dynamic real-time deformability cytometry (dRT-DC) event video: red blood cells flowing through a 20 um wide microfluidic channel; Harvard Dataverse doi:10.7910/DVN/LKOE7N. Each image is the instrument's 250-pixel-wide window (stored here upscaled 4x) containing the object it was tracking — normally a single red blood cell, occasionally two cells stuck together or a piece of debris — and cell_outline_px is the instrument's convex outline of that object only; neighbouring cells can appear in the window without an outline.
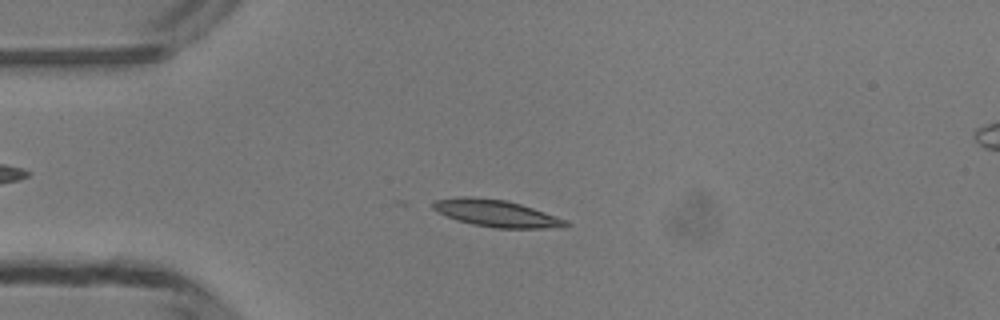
{"species": "common noctule bat (a hibernating species)", "species_latin": "Nyctalus noctula", "temperature_condition": "room temperature", "stored_images_in_passage": 31, "camera_frame_rate_fps": 3000, "um_per_image_px": 0.085, "animal": {"sex": "male", "body_mass_g": 13.3}, "frame": {"image": 1, "passage_image": 12, "time_ms": 3.667, "image_size_px": [1000, 320], "cell_outline_px": [[572, 224], [544, 228], [496, 228], [472, 224], [456, 220], [432, 208], [432, 204], [436, 200], [456, 196], [472, 196], [504, 200], [520, 204], [568, 220]], "centroid_in_image_um": [42.15, 18.12], "position_along_channel_um": 42.9, "area_um2": 20.58}}
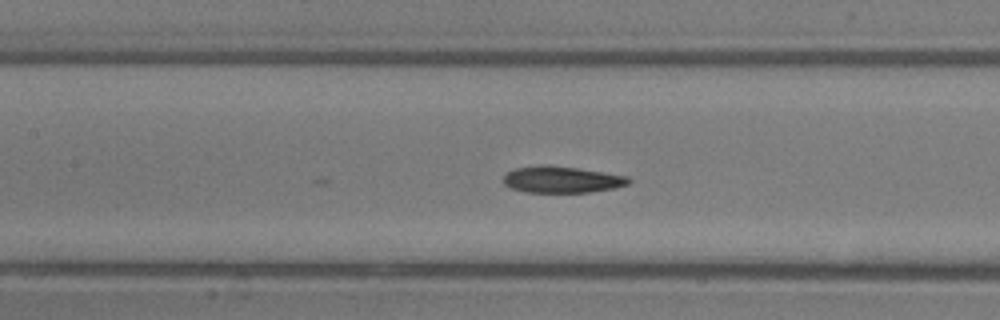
{"frame": {"image": 2, "passage_image": 22, "time_ms": 7.0, "image_size_px": [1000, 320], "cell_outline_px": [[632, 180], [628, 184], [612, 188], [588, 192], [524, 192], [508, 188], [504, 184], [504, 176], [508, 172], [516, 168], [544, 164], [548, 164], [576, 168], [628, 176]], "centroid_in_image_um": [47.71, 15.26], "position_along_channel_um": 159.7, "area_um2": 19.31}}
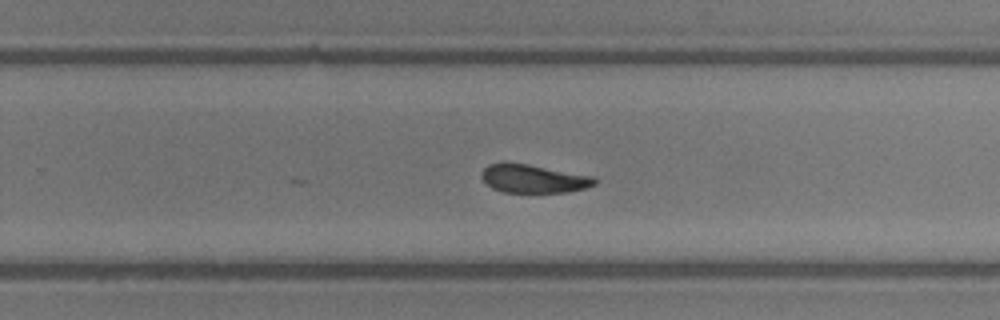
{"frame": {"image": 3, "passage_image": 31, "time_ms": 10.0, "image_size_px": [1000, 320], "cell_outline_px": [[596, 184], [584, 188], [568, 192], [504, 192], [492, 188], [484, 184], [480, 176], [480, 172], [488, 164], [504, 160], [528, 164], [596, 176]], "centroid_in_image_um": [45.28, 15.16], "position_along_channel_um": 284.5, "area_um2": 19.25}}